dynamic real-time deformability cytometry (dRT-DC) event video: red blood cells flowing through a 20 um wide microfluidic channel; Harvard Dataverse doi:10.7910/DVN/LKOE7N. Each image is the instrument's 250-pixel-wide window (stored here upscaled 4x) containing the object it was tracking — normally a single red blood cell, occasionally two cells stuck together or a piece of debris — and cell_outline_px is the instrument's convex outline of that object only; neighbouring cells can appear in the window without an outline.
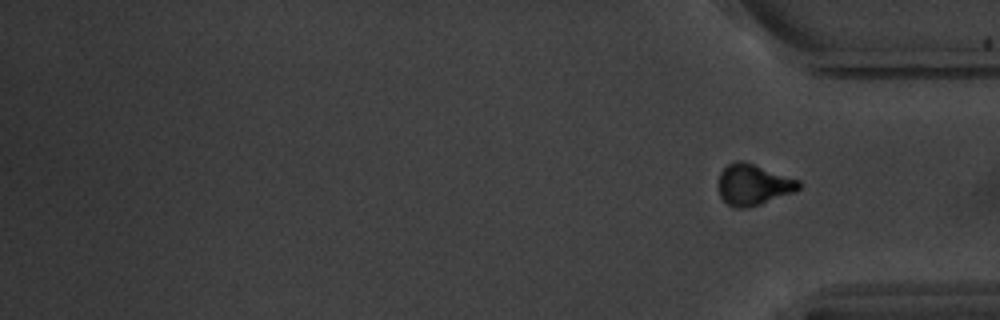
{"species": "common noctule bat (a hibernating species)", "species_latin": "Nyctalus noctula", "temperature_condition": "warm", "stored_images_in_passage": 18, "segment_of_instrument_passage": [2, 2], "camera_frame_rate_fps": 3000, "um_per_image_px": 0.085, "animal": {"sex": "male", "body_mass_g": 20.1, "forearm_length_mm": 53.5}, "frame": {"image": 1, "passage_image": 18, "time_ms": 19.667, "image_size_px": [1000, 320], "cell_outline_px": [[800, 188], [796, 192], [748, 208], [732, 208], [720, 196], [720, 172], [728, 164], [736, 160], [740, 160], [800, 180]], "centroid_in_image_um": [64.05, 15.72], "position_along_channel_um": 371.1, "area_um2": 19.02}}